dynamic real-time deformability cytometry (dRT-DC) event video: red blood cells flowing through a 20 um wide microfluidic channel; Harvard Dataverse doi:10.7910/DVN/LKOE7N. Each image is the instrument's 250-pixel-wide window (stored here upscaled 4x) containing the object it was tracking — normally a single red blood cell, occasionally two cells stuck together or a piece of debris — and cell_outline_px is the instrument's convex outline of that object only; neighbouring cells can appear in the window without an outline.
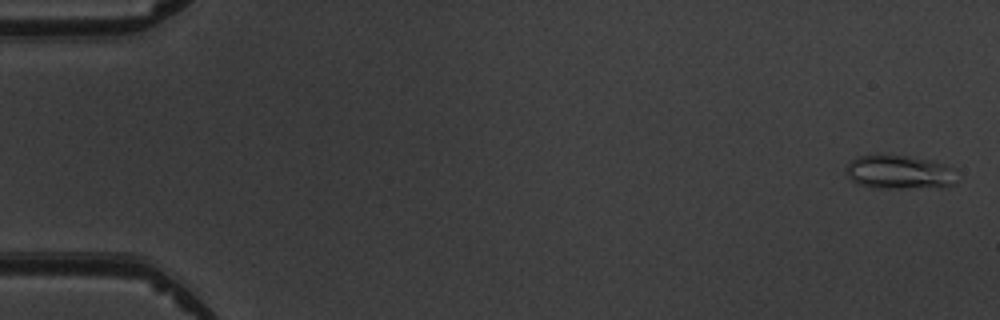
{"species": "common noctule bat (a hibernating species)", "species_latin": "Nyctalus noctula", "temperature_condition": "warm", "stored_images_in_passage": 5, "camera_frame_rate_fps": 3000, "um_per_image_px": 0.085, "animal": {"sex": "male", "body_mass_g": 19.5, "forearm_length_mm": 54.6}, "frame": {"image": 1, "passage_image": 1, "time_ms": 0.0, "image_size_px": [1000, 320], "cell_outline_px": [[956, 184], [944, 188], [872, 188], [856, 184], [844, 172], [844, 168], [856, 156], [908, 156], [932, 160], [956, 168]], "centroid_in_image_um": [76.5, 14.67], "position_along_channel_um": 8.5, "area_um2": 22.37}}